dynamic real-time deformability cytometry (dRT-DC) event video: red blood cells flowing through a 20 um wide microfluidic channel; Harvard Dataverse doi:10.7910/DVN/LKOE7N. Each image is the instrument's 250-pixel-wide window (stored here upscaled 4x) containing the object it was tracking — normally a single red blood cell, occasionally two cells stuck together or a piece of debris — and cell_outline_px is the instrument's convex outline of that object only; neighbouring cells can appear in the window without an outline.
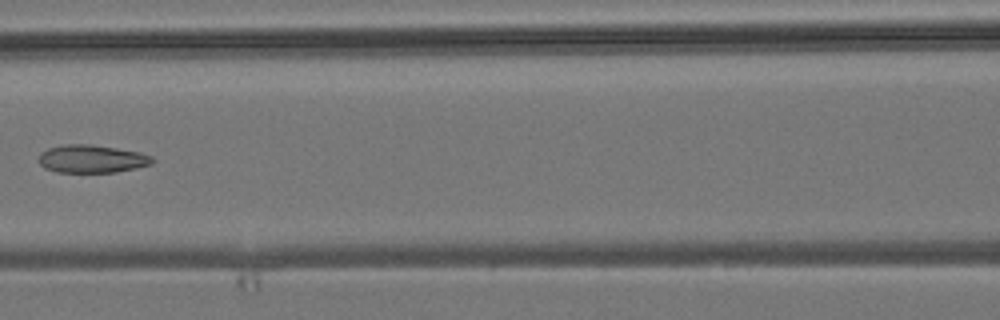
{"species": "common noctule bat (a hibernating species)", "species_latin": "Nyctalus noctula", "temperature_condition": "room temperature", "stored_images_in_passage": 3, "camera_frame_rate_fps": 3000, "um_per_image_px": 0.085, "animal": {"sex": "male", "body_mass_g": 19.2, "forearm_length_mm": 51.8}, "frame": {"image": 1, "passage_image": 3, "time_ms": 2.333, "image_size_px": [1000, 320], "cell_outline_px": [[156, 160], [152, 164], [136, 168], [116, 172], [56, 172], [44, 168], [40, 164], [40, 152], [48, 148], [64, 144], [92, 144], [140, 152], [152, 156]], "centroid_in_image_um": [7.82, 13.5], "position_along_channel_um": 158.8, "area_um2": 18.61}}